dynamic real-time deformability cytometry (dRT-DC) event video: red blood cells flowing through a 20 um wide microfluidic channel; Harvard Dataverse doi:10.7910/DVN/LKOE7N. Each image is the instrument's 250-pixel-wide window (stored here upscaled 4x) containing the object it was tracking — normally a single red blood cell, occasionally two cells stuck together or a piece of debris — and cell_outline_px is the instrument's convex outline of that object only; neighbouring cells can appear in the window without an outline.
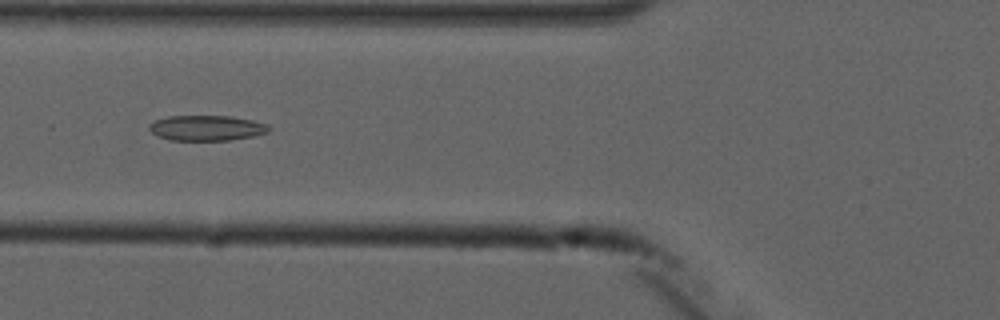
{"species": "common noctule bat (a hibernating species)", "species_latin": "Nyctalus noctula", "temperature_condition": "cold", "stored_images_in_passage": 10, "camera_frame_rate_fps": 3000, "um_per_image_px": 0.085, "animal": {"sex": "male", "forearm_length_mm": 52.5}, "frame": {"image": 1, "passage_image": 5, "time_ms": 5.667, "image_size_px": [1000, 320], "cell_outline_px": [[272, 128], [268, 132], [256, 136], [228, 140], [172, 140], [156, 136], [148, 128], [148, 124], [156, 120], [168, 116], [228, 116], [252, 120], [268, 124]], "centroid_in_image_um": [17.58, 10.88], "position_along_channel_um": 108.2, "area_um2": 17.74}}
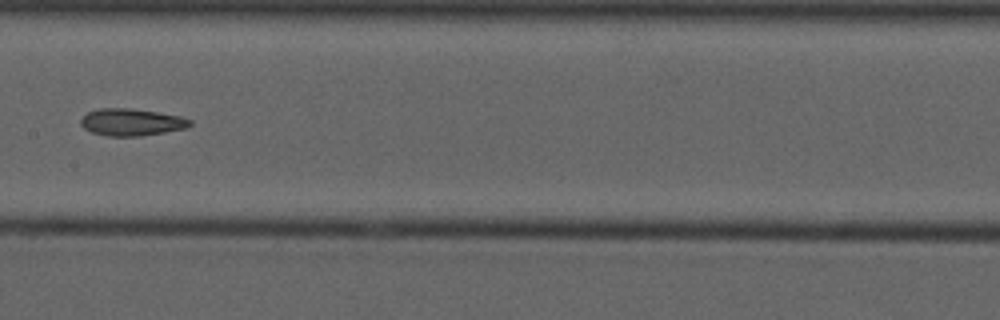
{"frame": {"image": 2, "passage_image": 7, "time_ms": 8.0, "image_size_px": [1000, 320], "cell_outline_px": [[192, 124], [184, 128], [164, 132], [140, 136], [108, 136], [92, 132], [84, 128], [80, 124], [80, 120], [88, 112], [100, 108], [132, 108], [180, 116], [192, 120]], "centroid_in_image_um": [11.16, 10.38], "position_along_channel_um": 196.2, "area_um2": 17.11}}
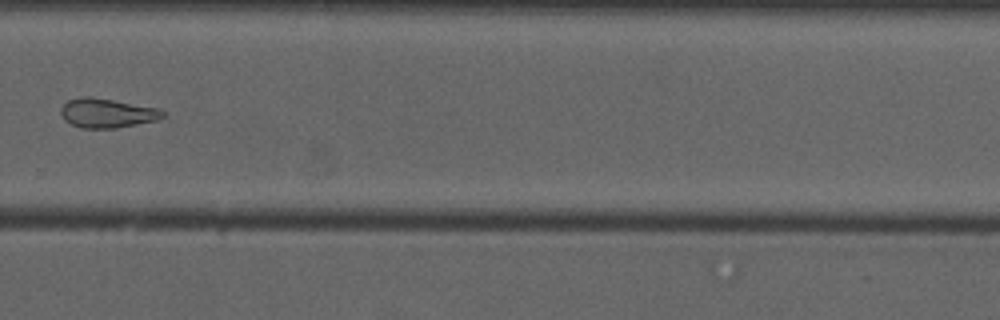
{"frame": {"image": 3, "passage_image": 10, "time_ms": 11.333, "image_size_px": [1000, 320], "cell_outline_px": [[168, 116], [160, 120], [116, 128], [80, 128], [64, 120], [60, 112], [60, 108], [68, 100], [80, 96], [88, 96], [112, 100], [156, 108], [164, 112]], "centroid_in_image_um": [9.1, 9.62], "position_along_channel_um": 320.7, "area_um2": 17.46}}